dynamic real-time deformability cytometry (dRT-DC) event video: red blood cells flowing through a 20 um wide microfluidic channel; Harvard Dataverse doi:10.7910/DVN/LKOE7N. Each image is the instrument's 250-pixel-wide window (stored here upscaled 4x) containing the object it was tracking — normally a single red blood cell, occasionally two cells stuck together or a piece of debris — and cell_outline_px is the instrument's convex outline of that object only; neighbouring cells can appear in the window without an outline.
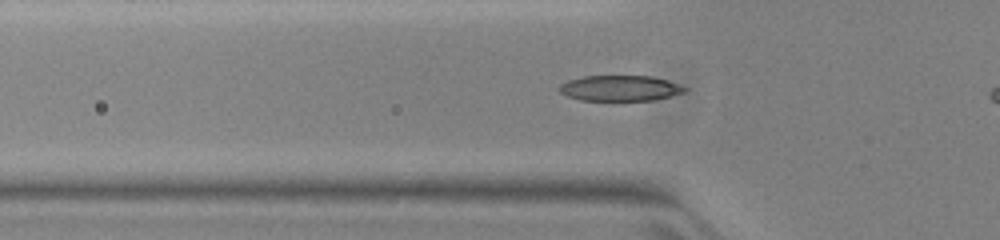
{"species": "common noctule bat (a hibernating species)", "species_latin": "Nyctalus noctula", "temperature_condition": "warm", "stored_images_in_passage": 16, "camera_frame_rate_fps": 3000, "um_per_image_px": 0.085, "animal": {"sex": "female", "body_mass_g": 23.0, "forearm_length_mm": 53.4}, "frame": {"image": 1, "passage_image": 14, "time_ms": 4.333, "image_size_px": [1000, 240], "cell_outline_px": [[688, 88], [684, 92], [672, 96], [652, 100], [580, 100], [568, 96], [560, 92], [560, 84], [568, 80], [584, 76], [652, 76], [668, 80]], "centroid_in_image_um": [52.72, 7.49], "position_along_channel_um": 73.1, "area_um2": 18.61}}